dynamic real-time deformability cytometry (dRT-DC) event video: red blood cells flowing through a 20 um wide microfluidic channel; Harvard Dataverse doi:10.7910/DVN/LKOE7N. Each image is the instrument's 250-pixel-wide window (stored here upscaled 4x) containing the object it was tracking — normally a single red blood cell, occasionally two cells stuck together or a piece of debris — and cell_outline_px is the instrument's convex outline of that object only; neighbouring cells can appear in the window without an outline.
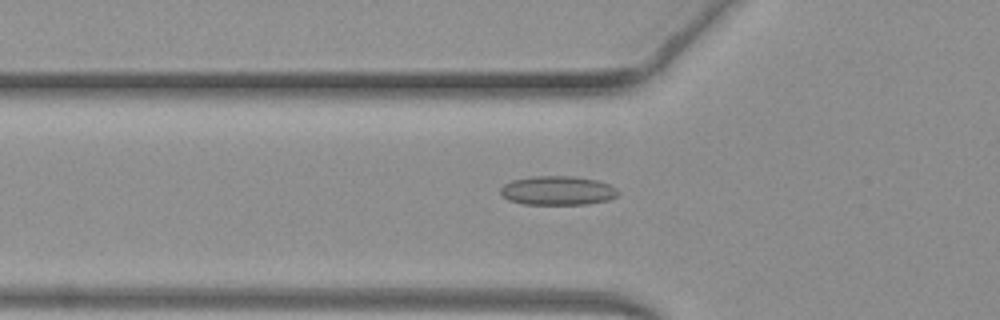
{"species": "common noctule bat (a hibernating species)", "species_latin": "Nyctalus noctula", "temperature_condition": "warm", "stored_images_in_passage": 49, "camera_frame_rate_fps": 3000, "um_per_image_px": 0.085, "animal": {"sex": "female", "body_mass_g": 19.3, "forearm_length_mm": 54.1}, "frame": {"image": 1, "passage_image": 16, "time_ms": 5.0, "image_size_px": [1000, 320], "cell_outline_px": [[620, 192], [616, 196], [608, 200], [588, 204], [524, 204], [508, 200], [500, 196], [500, 188], [504, 184], [512, 180], [532, 176], [572, 176], [596, 180], [608, 184], [616, 188]], "centroid_in_image_um": [47.37, 16.2], "position_along_channel_um": 78.4, "area_um2": 20.0}}
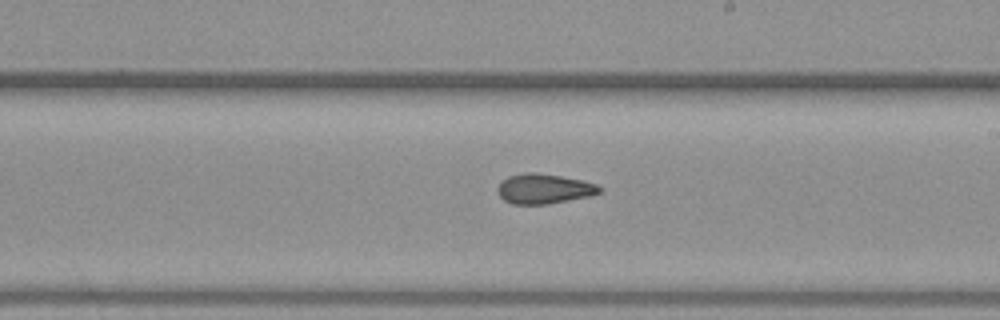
{"frame": {"image": 2, "passage_image": 28, "time_ms": 9.0, "image_size_px": [1000, 320], "cell_outline_px": [[600, 192], [592, 196], [548, 204], [512, 204], [504, 200], [496, 192], [496, 188], [508, 176], [524, 172], [532, 172], [560, 176], [580, 180], [596, 184], [600, 188]], "centroid_in_image_um": [46.21, 16.05], "position_along_channel_um": 242.8, "area_um2": 17.69}}
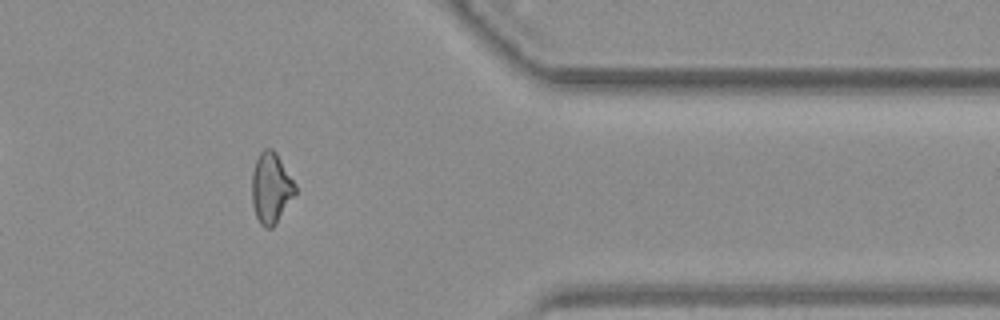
{"frame": {"image": 3, "passage_image": 40, "time_ms": 13.0, "image_size_px": [1000, 320], "cell_outline_px": [[296, 192], [276, 224], [272, 228], [264, 228], [260, 224], [256, 216], [252, 204], [252, 172], [256, 160], [260, 152], [264, 148], [272, 148], [276, 152], [296, 184]], "centroid_in_image_um": [23.03, 15.98], "position_along_channel_um": 388.4, "area_um2": 17.92}, "authors_computed_cell_mechanics": {"area_um2": 18.2648, "velocity_mm_per_s": 4.0822, "shape_relaxation_time_tau1_ms": null, "shape_relaxation_time_tau2_ms": 3.0477, "deformation_change_tau1": null, "deformation_change_tau2": 0.0974}}